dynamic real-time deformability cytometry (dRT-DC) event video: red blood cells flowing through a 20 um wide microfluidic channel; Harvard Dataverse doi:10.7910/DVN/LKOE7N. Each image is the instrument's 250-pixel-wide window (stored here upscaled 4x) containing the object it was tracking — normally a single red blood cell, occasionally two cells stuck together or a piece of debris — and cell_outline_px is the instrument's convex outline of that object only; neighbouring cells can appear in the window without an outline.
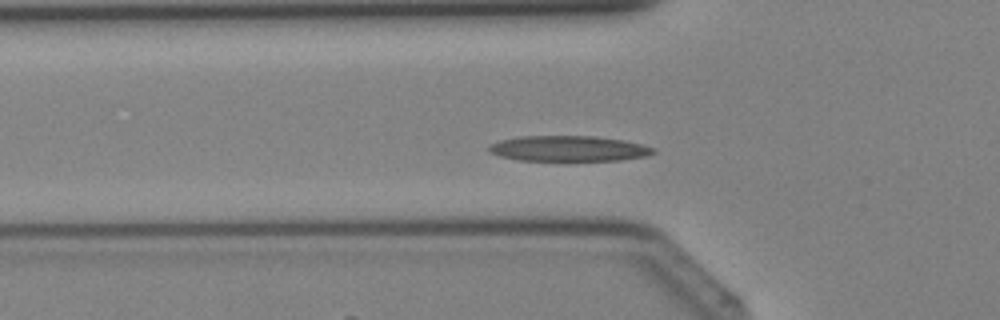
{"species": "Egyptian fruit bat (a non-hibernating species)", "species_latin": "Rousettus aegyptiacus", "temperature_condition": "cold", "stored_images_in_passage": 37, "camera_frame_rate_fps": 3000, "um_per_image_px": 0.085, "animal": {"sex": "female"}, "frame": {"image": 1, "passage_image": 10, "time_ms": 3.0, "image_size_px": [1000, 320], "cell_outline_px": [[656, 152], [648, 156], [620, 160], [516, 160], [500, 156], [488, 152], [488, 148], [492, 144], [500, 140], [520, 136], [596, 136], [624, 140], [640, 144], [652, 148]], "centroid_in_image_um": [48.32, 12.62], "position_along_channel_um": 77.5, "area_um2": 24.33}}
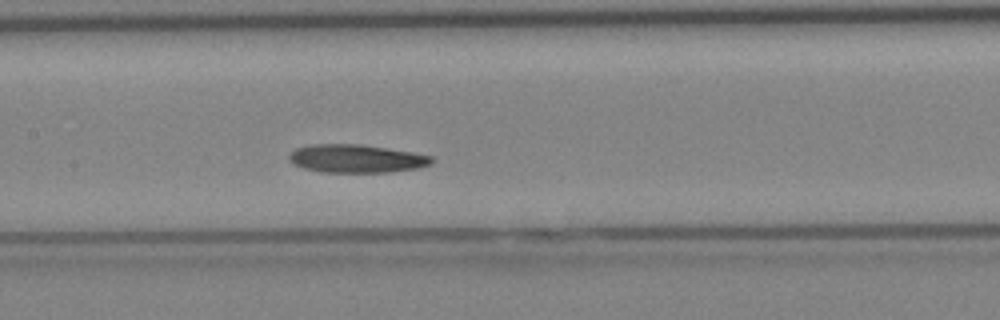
{"frame": {"image": 2, "passage_image": 16, "time_ms": 5.0, "image_size_px": [1000, 320], "cell_outline_px": [[432, 164], [416, 168], [388, 172], [320, 172], [304, 168], [288, 160], [288, 156], [296, 148], [308, 144], [360, 144], [412, 152], [432, 156]], "centroid_in_image_um": [30.26, 13.47], "position_along_channel_um": 177.1, "area_um2": 23.29}}
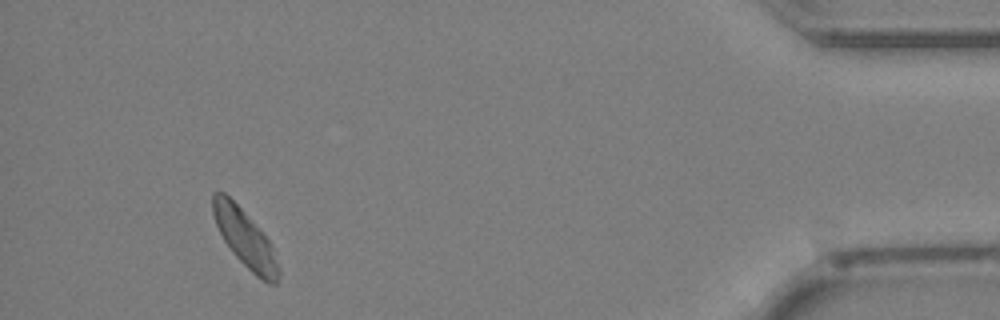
{"frame": {"image": 3, "passage_image": 34, "time_ms": 11.0, "image_size_px": [1000, 320], "cell_outline_px": [[280, 276], [276, 284], [268, 284], [256, 276], [232, 252], [224, 240], [216, 224], [212, 212], [212, 192], [224, 192], [240, 208], [272, 244], [280, 268]], "centroid_in_image_um": [20.85, 20.31], "position_along_channel_um": 414.4, "area_um2": 21.68}}